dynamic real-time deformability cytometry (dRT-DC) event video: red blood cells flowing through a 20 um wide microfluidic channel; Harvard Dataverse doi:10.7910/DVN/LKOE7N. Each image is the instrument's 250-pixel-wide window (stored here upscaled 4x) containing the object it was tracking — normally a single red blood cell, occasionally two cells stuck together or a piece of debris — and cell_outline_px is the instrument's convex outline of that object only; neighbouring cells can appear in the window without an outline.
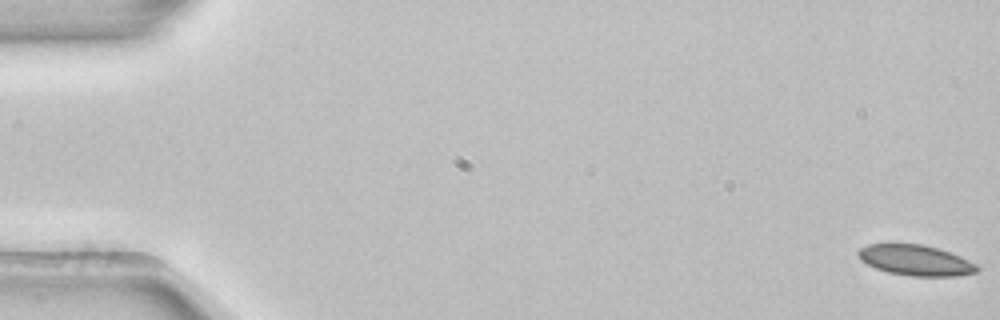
{"species": "common noctule bat (a hibernating species)", "species_latin": "Nyctalus noctula", "temperature_condition": "room temperature", "stored_images_in_passage": 53, "camera_frame_rate_fps": 3000, "um_per_image_px": 0.085, "animal": {"sex": "female", "body_mass_g": 22.7, "forearm_length_mm": 54.2}, "frame": {"image": 1, "passage_image": 1, "time_ms": 0.0, "image_size_px": [1000, 320], "cell_outline_px": [[980, 268], [976, 272], [956, 276], [912, 276], [888, 272], [876, 268], [860, 260], [856, 252], [860, 248], [868, 244], [920, 244], [936, 248], [960, 256], [976, 264]], "centroid_in_image_um": [77.8, 22.12], "position_along_channel_um": 7.2, "area_um2": 20.98}}
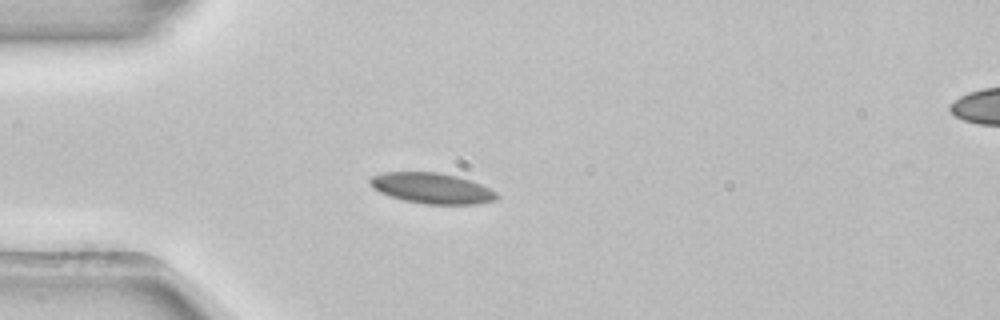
{"frame": {"image": 2, "passage_image": 15, "time_ms": 4.667, "image_size_px": [1000, 320], "cell_outline_px": [[500, 196], [496, 200], [476, 204], [424, 204], [404, 200], [380, 192], [372, 188], [368, 180], [372, 176], [384, 172], [440, 172], [456, 176], [480, 184], [496, 192]], "centroid_in_image_um": [36.7, 16.0], "position_along_channel_um": 48.3, "area_um2": 22.54}}
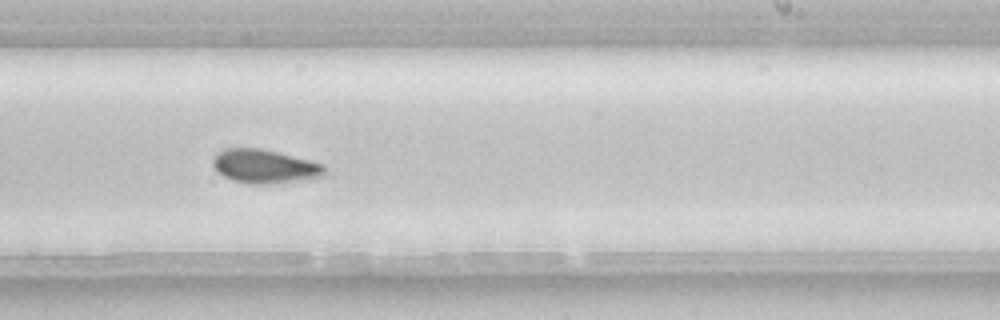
{"frame": {"image": 3, "passage_image": 33, "time_ms": 10.667, "image_size_px": [1000, 320], "cell_outline_px": [[324, 176], [268, 184], [252, 184], [232, 180], [224, 176], [212, 164], [212, 160], [216, 152], [224, 148], [260, 148], [324, 164]], "centroid_in_image_um": [22.44, 14.13], "position_along_channel_um": 266.6, "area_um2": 21.62}}